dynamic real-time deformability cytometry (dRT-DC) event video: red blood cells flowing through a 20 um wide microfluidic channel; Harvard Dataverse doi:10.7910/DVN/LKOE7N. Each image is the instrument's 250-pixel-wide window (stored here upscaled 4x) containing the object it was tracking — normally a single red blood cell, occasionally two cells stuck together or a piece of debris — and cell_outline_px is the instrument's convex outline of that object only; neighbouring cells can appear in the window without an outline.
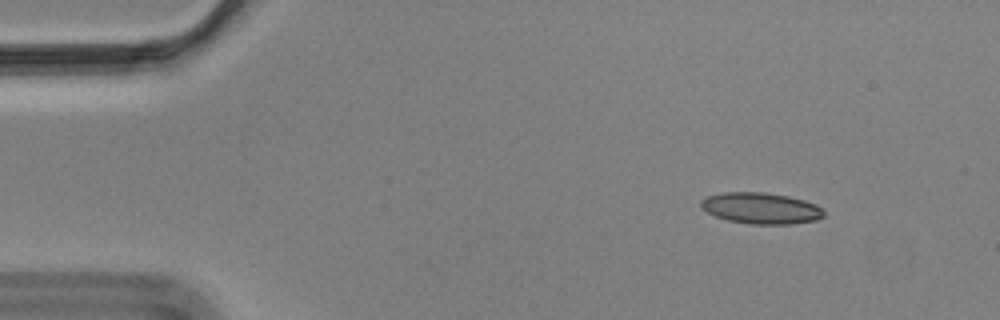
{"species": "Egyptian fruit bat (a non-hibernating species)", "species_latin": "Rousettus aegyptiacus", "temperature_condition": "cold", "stored_images_in_passage": 51, "camera_frame_rate_fps": 3000, "um_per_image_px": 0.085, "animal": {"sex": "male"}, "frame": {"image": 1, "passage_image": 1, "time_ms": 0.0, "image_size_px": [1000, 320], "cell_outline_px": [[824, 216], [816, 220], [792, 224], [752, 224], [728, 220], [716, 216], [700, 208], [700, 200], [708, 196], [720, 192], [764, 192], [788, 196], [804, 200], [816, 204], [824, 212]], "centroid_in_image_um": [64.67, 17.69], "position_along_channel_um": 20.3, "area_um2": 22.37}}
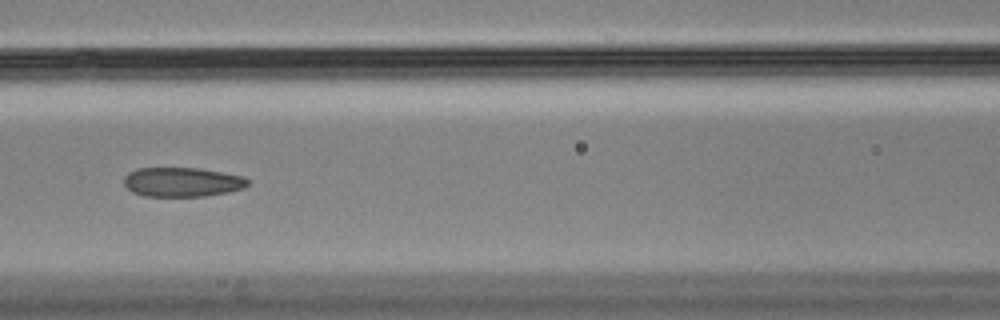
{"frame": {"image": 2, "passage_image": 19, "time_ms": 6.0, "image_size_px": [1000, 320], "cell_outline_px": [[248, 184], [244, 188], [228, 192], [204, 196], [144, 196], [132, 192], [124, 184], [124, 176], [128, 172], [136, 168], [200, 168], [244, 176], [248, 180]], "centroid_in_image_um": [15.47, 15.47], "position_along_channel_um": 151.1, "area_um2": 21.27}}
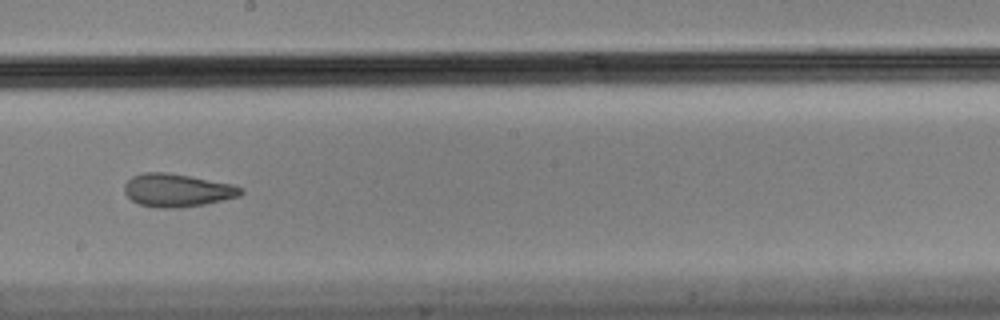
{"frame": {"image": 3, "passage_image": 26, "time_ms": 8.333, "image_size_px": [1000, 320], "cell_outline_px": [[244, 192], [240, 196], [204, 204], [176, 208], [164, 208], [140, 204], [132, 200], [124, 192], [124, 184], [132, 176], [144, 172], [168, 172], [232, 184], [244, 188]], "centroid_in_image_um": [15.07, 16.16], "position_along_channel_um": 233.1, "area_um2": 22.31}, "authors_computed_cell_mechanics": {"area_um2": 22.831, "velocity_mm_per_s": 3.5271, "shape_relaxation_time_tau1_ms": null, "shape_relaxation_time_tau2_ms": 2.3804, "deformation_change_tau1": null, "deformation_change_tau2": 0.0852}}